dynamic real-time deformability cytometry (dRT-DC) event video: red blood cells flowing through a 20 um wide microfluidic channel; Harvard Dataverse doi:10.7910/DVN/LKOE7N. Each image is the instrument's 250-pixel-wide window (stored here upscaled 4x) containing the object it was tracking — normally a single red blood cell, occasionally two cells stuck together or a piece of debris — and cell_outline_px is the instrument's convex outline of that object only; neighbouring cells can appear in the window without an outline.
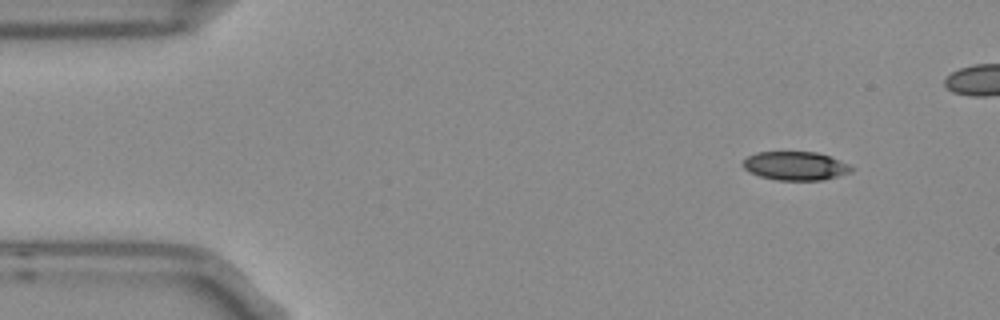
{"species": "Egyptian fruit bat (a non-hibernating species)", "species_latin": "Rousettus aegyptiacus", "temperature_condition": "room temperature", "stored_images_in_passage": 4, "camera_frame_rate_fps": 3000, "um_per_image_px": 0.085, "frame": {"image": 1, "passage_image": 1, "time_ms": 0.0, "image_size_px": [1000, 320], "cell_outline_px": [[856, 168], [852, 172], [824, 180], [776, 180], [760, 176], [748, 172], [740, 164], [748, 156], [756, 152], [816, 152], [832, 156]], "centroid_in_image_um": [67.63, 14.1], "position_along_channel_um": 17.4, "area_um2": 18.38}}